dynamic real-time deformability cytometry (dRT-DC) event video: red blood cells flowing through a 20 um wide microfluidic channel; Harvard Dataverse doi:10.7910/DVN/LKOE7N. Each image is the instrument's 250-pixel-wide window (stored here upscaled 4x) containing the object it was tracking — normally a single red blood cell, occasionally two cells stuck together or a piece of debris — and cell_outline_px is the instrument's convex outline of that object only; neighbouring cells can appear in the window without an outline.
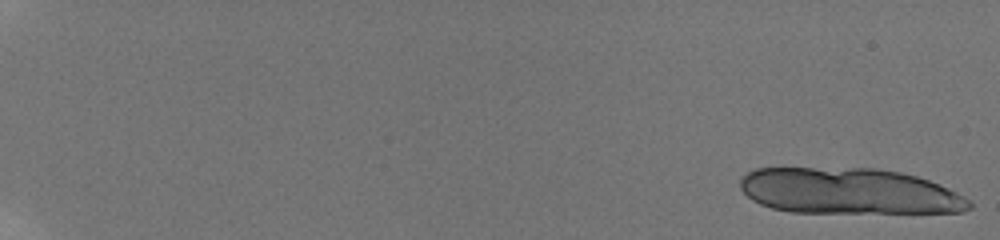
{"species": "human", "species_latin": "Homo sapiens", "temperature_condition": "room temperature", "stored_images_in_passage": 20, "camera_frame_rate_fps": 3000, "um_per_image_px": 0.085, "donor": {"sex": "male"}, "frame": {"image": 1, "passage_image": 1, "time_ms": 0.0, "image_size_px": [1000, 240], "cell_outline_px": [[972, 208], [960, 212], [792, 212], [772, 208], [760, 204], [752, 200], [740, 188], [740, 180], [748, 172], [756, 168], [876, 168], [900, 172], [916, 176], [940, 184], [964, 196], [972, 204]], "centroid_in_image_um": [72.16, 16.24], "position_along_channel_um": 12.8, "area_um2": 61.27}}